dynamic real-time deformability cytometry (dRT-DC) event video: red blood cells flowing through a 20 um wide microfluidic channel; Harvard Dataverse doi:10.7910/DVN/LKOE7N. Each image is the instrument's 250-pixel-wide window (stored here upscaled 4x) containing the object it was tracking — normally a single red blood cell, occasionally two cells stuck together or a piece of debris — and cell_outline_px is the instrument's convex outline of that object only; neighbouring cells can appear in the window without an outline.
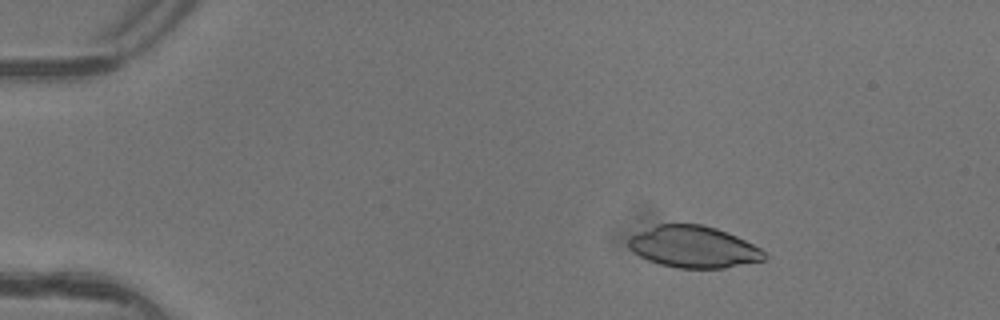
{"species": "common noctule bat (a hibernating species)", "species_latin": "Nyctalus noctula", "temperature_condition": "warm", "stored_images_in_passage": 5, "camera_frame_rate_fps": 3000, "um_per_image_px": 0.085, "animal": {"sex": "female"}, "frame": {"image": 1, "passage_image": 2, "time_ms": 0.333, "image_size_px": [1000, 320], "cell_outline_px": [[764, 260], [724, 268], [676, 268], [660, 264], [648, 260], [640, 256], [628, 248], [628, 240], [632, 236], [656, 224], [700, 224], [716, 228], [736, 236], [760, 248], [764, 252]], "centroid_in_image_um": [58.93, 20.99], "position_along_channel_um": 26.1, "area_um2": 32.66}}